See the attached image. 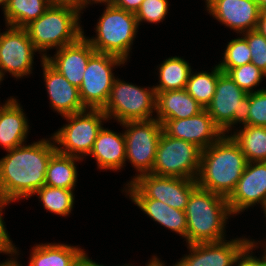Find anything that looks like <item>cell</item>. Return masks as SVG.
Instances as JSON below:
<instances>
[{
  "instance_id": "1",
  "label": "cell",
  "mask_w": 266,
  "mask_h": 266,
  "mask_svg": "<svg viewBox=\"0 0 266 266\" xmlns=\"http://www.w3.org/2000/svg\"><path fill=\"white\" fill-rule=\"evenodd\" d=\"M20 145L0 159V197L8 203L29 198L45 184L47 166L57 144L53 137ZM55 144V145H54Z\"/></svg>"
},
{
  "instance_id": "2",
  "label": "cell",
  "mask_w": 266,
  "mask_h": 266,
  "mask_svg": "<svg viewBox=\"0 0 266 266\" xmlns=\"http://www.w3.org/2000/svg\"><path fill=\"white\" fill-rule=\"evenodd\" d=\"M248 161L232 136L222 135L201 151L197 186L228 198L246 168Z\"/></svg>"
},
{
  "instance_id": "3",
  "label": "cell",
  "mask_w": 266,
  "mask_h": 266,
  "mask_svg": "<svg viewBox=\"0 0 266 266\" xmlns=\"http://www.w3.org/2000/svg\"><path fill=\"white\" fill-rule=\"evenodd\" d=\"M185 214L188 244L224 241L226 221L232 214L226 197L197 186Z\"/></svg>"
},
{
  "instance_id": "4",
  "label": "cell",
  "mask_w": 266,
  "mask_h": 266,
  "mask_svg": "<svg viewBox=\"0 0 266 266\" xmlns=\"http://www.w3.org/2000/svg\"><path fill=\"white\" fill-rule=\"evenodd\" d=\"M80 13L70 7L49 6L38 19L24 28L34 48L39 52L76 42L83 31L79 24Z\"/></svg>"
},
{
  "instance_id": "5",
  "label": "cell",
  "mask_w": 266,
  "mask_h": 266,
  "mask_svg": "<svg viewBox=\"0 0 266 266\" xmlns=\"http://www.w3.org/2000/svg\"><path fill=\"white\" fill-rule=\"evenodd\" d=\"M138 23L135 13L107 5L96 25V38L86 40L96 52L111 54L127 61Z\"/></svg>"
},
{
  "instance_id": "6",
  "label": "cell",
  "mask_w": 266,
  "mask_h": 266,
  "mask_svg": "<svg viewBox=\"0 0 266 266\" xmlns=\"http://www.w3.org/2000/svg\"><path fill=\"white\" fill-rule=\"evenodd\" d=\"M63 117L69 123L56 131L52 136L54 142L58 146H62H56V150L62 154L82 159L83 155L86 156L91 153L97 135L103 128L102 120L106 121L108 118L102 109L88 108L87 110L85 109Z\"/></svg>"
},
{
  "instance_id": "7",
  "label": "cell",
  "mask_w": 266,
  "mask_h": 266,
  "mask_svg": "<svg viewBox=\"0 0 266 266\" xmlns=\"http://www.w3.org/2000/svg\"><path fill=\"white\" fill-rule=\"evenodd\" d=\"M141 88L115 78L108 100L102 108L107 118L118 122L153 119L156 110V91L154 87Z\"/></svg>"
},
{
  "instance_id": "8",
  "label": "cell",
  "mask_w": 266,
  "mask_h": 266,
  "mask_svg": "<svg viewBox=\"0 0 266 266\" xmlns=\"http://www.w3.org/2000/svg\"><path fill=\"white\" fill-rule=\"evenodd\" d=\"M126 193L131 199H155L178 210L185 211L191 192L197 187L196 180L142 174L128 182Z\"/></svg>"
},
{
  "instance_id": "9",
  "label": "cell",
  "mask_w": 266,
  "mask_h": 266,
  "mask_svg": "<svg viewBox=\"0 0 266 266\" xmlns=\"http://www.w3.org/2000/svg\"><path fill=\"white\" fill-rule=\"evenodd\" d=\"M201 151L191 142L170 137L162 132L151 174L196 180Z\"/></svg>"
},
{
  "instance_id": "10",
  "label": "cell",
  "mask_w": 266,
  "mask_h": 266,
  "mask_svg": "<svg viewBox=\"0 0 266 266\" xmlns=\"http://www.w3.org/2000/svg\"><path fill=\"white\" fill-rule=\"evenodd\" d=\"M214 123L223 135L236 123L248 125L250 105L249 94L243 91L227 73L222 72L217 80L215 94L207 106Z\"/></svg>"
},
{
  "instance_id": "11",
  "label": "cell",
  "mask_w": 266,
  "mask_h": 266,
  "mask_svg": "<svg viewBox=\"0 0 266 266\" xmlns=\"http://www.w3.org/2000/svg\"><path fill=\"white\" fill-rule=\"evenodd\" d=\"M122 124L126 146V160L136 168L138 175L151 173L160 136L162 124L156 119L126 121Z\"/></svg>"
},
{
  "instance_id": "12",
  "label": "cell",
  "mask_w": 266,
  "mask_h": 266,
  "mask_svg": "<svg viewBox=\"0 0 266 266\" xmlns=\"http://www.w3.org/2000/svg\"><path fill=\"white\" fill-rule=\"evenodd\" d=\"M125 61L117 56L95 52L88 60L79 87L80 98L88 109H102L109 97L115 76L112 69Z\"/></svg>"
},
{
  "instance_id": "13",
  "label": "cell",
  "mask_w": 266,
  "mask_h": 266,
  "mask_svg": "<svg viewBox=\"0 0 266 266\" xmlns=\"http://www.w3.org/2000/svg\"><path fill=\"white\" fill-rule=\"evenodd\" d=\"M0 33V79L9 72L13 77L21 78L31 73L34 48L25 28L7 26Z\"/></svg>"
},
{
  "instance_id": "14",
  "label": "cell",
  "mask_w": 266,
  "mask_h": 266,
  "mask_svg": "<svg viewBox=\"0 0 266 266\" xmlns=\"http://www.w3.org/2000/svg\"><path fill=\"white\" fill-rule=\"evenodd\" d=\"M252 242L247 238H237L228 242L187 244L189 255L173 266H233L239 254Z\"/></svg>"
},
{
  "instance_id": "15",
  "label": "cell",
  "mask_w": 266,
  "mask_h": 266,
  "mask_svg": "<svg viewBox=\"0 0 266 266\" xmlns=\"http://www.w3.org/2000/svg\"><path fill=\"white\" fill-rule=\"evenodd\" d=\"M234 215L260 203L266 211V162H248L235 190L227 198Z\"/></svg>"
},
{
  "instance_id": "16",
  "label": "cell",
  "mask_w": 266,
  "mask_h": 266,
  "mask_svg": "<svg viewBox=\"0 0 266 266\" xmlns=\"http://www.w3.org/2000/svg\"><path fill=\"white\" fill-rule=\"evenodd\" d=\"M162 128L166 135L191 142L201 150L208 148L223 135L206 109L190 118L166 120Z\"/></svg>"
},
{
  "instance_id": "17",
  "label": "cell",
  "mask_w": 266,
  "mask_h": 266,
  "mask_svg": "<svg viewBox=\"0 0 266 266\" xmlns=\"http://www.w3.org/2000/svg\"><path fill=\"white\" fill-rule=\"evenodd\" d=\"M216 20L238 33L256 30L261 14L257 0H206Z\"/></svg>"
},
{
  "instance_id": "18",
  "label": "cell",
  "mask_w": 266,
  "mask_h": 266,
  "mask_svg": "<svg viewBox=\"0 0 266 266\" xmlns=\"http://www.w3.org/2000/svg\"><path fill=\"white\" fill-rule=\"evenodd\" d=\"M83 35L74 43L58 49L53 58L42 54L54 69L62 74L72 85L80 87L89 58L96 52Z\"/></svg>"
},
{
  "instance_id": "19",
  "label": "cell",
  "mask_w": 266,
  "mask_h": 266,
  "mask_svg": "<svg viewBox=\"0 0 266 266\" xmlns=\"http://www.w3.org/2000/svg\"><path fill=\"white\" fill-rule=\"evenodd\" d=\"M43 77L49 94L51 107L61 116L87 109L80 98L79 88L72 85L62 74L41 58Z\"/></svg>"
},
{
  "instance_id": "20",
  "label": "cell",
  "mask_w": 266,
  "mask_h": 266,
  "mask_svg": "<svg viewBox=\"0 0 266 266\" xmlns=\"http://www.w3.org/2000/svg\"><path fill=\"white\" fill-rule=\"evenodd\" d=\"M22 110L12 97L0 106V145L6 151L25 144L29 126Z\"/></svg>"
},
{
  "instance_id": "21",
  "label": "cell",
  "mask_w": 266,
  "mask_h": 266,
  "mask_svg": "<svg viewBox=\"0 0 266 266\" xmlns=\"http://www.w3.org/2000/svg\"><path fill=\"white\" fill-rule=\"evenodd\" d=\"M92 155L96 161L98 169L120 170L126 161V146L124 133H116L104 127L99 131L94 142Z\"/></svg>"
},
{
  "instance_id": "22",
  "label": "cell",
  "mask_w": 266,
  "mask_h": 266,
  "mask_svg": "<svg viewBox=\"0 0 266 266\" xmlns=\"http://www.w3.org/2000/svg\"><path fill=\"white\" fill-rule=\"evenodd\" d=\"M202 110L200 104L186 89L156 93V119L161 124L166 120L190 118Z\"/></svg>"
},
{
  "instance_id": "23",
  "label": "cell",
  "mask_w": 266,
  "mask_h": 266,
  "mask_svg": "<svg viewBox=\"0 0 266 266\" xmlns=\"http://www.w3.org/2000/svg\"><path fill=\"white\" fill-rule=\"evenodd\" d=\"M145 214L164 227L186 238L187 218L185 211L168 206L155 199H131Z\"/></svg>"
},
{
  "instance_id": "24",
  "label": "cell",
  "mask_w": 266,
  "mask_h": 266,
  "mask_svg": "<svg viewBox=\"0 0 266 266\" xmlns=\"http://www.w3.org/2000/svg\"><path fill=\"white\" fill-rule=\"evenodd\" d=\"M28 266H75L84 250L67 244H39L34 246Z\"/></svg>"
},
{
  "instance_id": "25",
  "label": "cell",
  "mask_w": 266,
  "mask_h": 266,
  "mask_svg": "<svg viewBox=\"0 0 266 266\" xmlns=\"http://www.w3.org/2000/svg\"><path fill=\"white\" fill-rule=\"evenodd\" d=\"M76 160L81 158L62 154L56 150L48 163L44 185L73 190L78 175Z\"/></svg>"
},
{
  "instance_id": "26",
  "label": "cell",
  "mask_w": 266,
  "mask_h": 266,
  "mask_svg": "<svg viewBox=\"0 0 266 266\" xmlns=\"http://www.w3.org/2000/svg\"><path fill=\"white\" fill-rule=\"evenodd\" d=\"M48 0H7L3 4L7 26L24 28L49 8Z\"/></svg>"
},
{
  "instance_id": "27",
  "label": "cell",
  "mask_w": 266,
  "mask_h": 266,
  "mask_svg": "<svg viewBox=\"0 0 266 266\" xmlns=\"http://www.w3.org/2000/svg\"><path fill=\"white\" fill-rule=\"evenodd\" d=\"M191 66L180 57H170L159 65V85L153 86L156 93L185 89Z\"/></svg>"
},
{
  "instance_id": "28",
  "label": "cell",
  "mask_w": 266,
  "mask_h": 266,
  "mask_svg": "<svg viewBox=\"0 0 266 266\" xmlns=\"http://www.w3.org/2000/svg\"><path fill=\"white\" fill-rule=\"evenodd\" d=\"M231 136L248 162H266V127L245 125Z\"/></svg>"
},
{
  "instance_id": "29",
  "label": "cell",
  "mask_w": 266,
  "mask_h": 266,
  "mask_svg": "<svg viewBox=\"0 0 266 266\" xmlns=\"http://www.w3.org/2000/svg\"><path fill=\"white\" fill-rule=\"evenodd\" d=\"M221 73L222 71L218 65L214 67L211 73L205 71L190 73L185 89L203 109H206L212 101L217 80Z\"/></svg>"
},
{
  "instance_id": "30",
  "label": "cell",
  "mask_w": 266,
  "mask_h": 266,
  "mask_svg": "<svg viewBox=\"0 0 266 266\" xmlns=\"http://www.w3.org/2000/svg\"><path fill=\"white\" fill-rule=\"evenodd\" d=\"M38 195L45 209L60 216H68L74 205L73 190L43 185Z\"/></svg>"
},
{
  "instance_id": "31",
  "label": "cell",
  "mask_w": 266,
  "mask_h": 266,
  "mask_svg": "<svg viewBox=\"0 0 266 266\" xmlns=\"http://www.w3.org/2000/svg\"><path fill=\"white\" fill-rule=\"evenodd\" d=\"M251 63V52L244 37L232 39L226 47L223 61L218 64L220 70L226 73L229 69Z\"/></svg>"
},
{
  "instance_id": "32",
  "label": "cell",
  "mask_w": 266,
  "mask_h": 266,
  "mask_svg": "<svg viewBox=\"0 0 266 266\" xmlns=\"http://www.w3.org/2000/svg\"><path fill=\"white\" fill-rule=\"evenodd\" d=\"M226 73L247 94L255 92L253 88L266 77V74L252 63L231 68Z\"/></svg>"
},
{
  "instance_id": "33",
  "label": "cell",
  "mask_w": 266,
  "mask_h": 266,
  "mask_svg": "<svg viewBox=\"0 0 266 266\" xmlns=\"http://www.w3.org/2000/svg\"><path fill=\"white\" fill-rule=\"evenodd\" d=\"M168 13L167 0H143L135 13L138 26L140 22L158 23L165 19Z\"/></svg>"
},
{
  "instance_id": "34",
  "label": "cell",
  "mask_w": 266,
  "mask_h": 266,
  "mask_svg": "<svg viewBox=\"0 0 266 266\" xmlns=\"http://www.w3.org/2000/svg\"><path fill=\"white\" fill-rule=\"evenodd\" d=\"M247 40L251 52V63L266 74V37L257 30L242 34Z\"/></svg>"
},
{
  "instance_id": "35",
  "label": "cell",
  "mask_w": 266,
  "mask_h": 266,
  "mask_svg": "<svg viewBox=\"0 0 266 266\" xmlns=\"http://www.w3.org/2000/svg\"><path fill=\"white\" fill-rule=\"evenodd\" d=\"M248 125L266 127V89L249 93Z\"/></svg>"
},
{
  "instance_id": "36",
  "label": "cell",
  "mask_w": 266,
  "mask_h": 266,
  "mask_svg": "<svg viewBox=\"0 0 266 266\" xmlns=\"http://www.w3.org/2000/svg\"><path fill=\"white\" fill-rule=\"evenodd\" d=\"M9 203L6 200H3L0 197V253H5V254H11L16 255L17 254V249L15 246L12 244L10 237L8 235V232L5 227V222L3 221L2 218V210L5 206H7Z\"/></svg>"
},
{
  "instance_id": "37",
  "label": "cell",
  "mask_w": 266,
  "mask_h": 266,
  "mask_svg": "<svg viewBox=\"0 0 266 266\" xmlns=\"http://www.w3.org/2000/svg\"><path fill=\"white\" fill-rule=\"evenodd\" d=\"M258 243H256L254 240L251 244H249L236 258L233 265L237 266H266V257L263 255V257L258 259L257 257H254L250 254L252 252L253 248L257 246ZM238 262V263H237Z\"/></svg>"
},
{
  "instance_id": "38",
  "label": "cell",
  "mask_w": 266,
  "mask_h": 266,
  "mask_svg": "<svg viewBox=\"0 0 266 266\" xmlns=\"http://www.w3.org/2000/svg\"><path fill=\"white\" fill-rule=\"evenodd\" d=\"M143 0H115L114 5L125 11L136 13Z\"/></svg>"
},
{
  "instance_id": "39",
  "label": "cell",
  "mask_w": 266,
  "mask_h": 266,
  "mask_svg": "<svg viewBox=\"0 0 266 266\" xmlns=\"http://www.w3.org/2000/svg\"><path fill=\"white\" fill-rule=\"evenodd\" d=\"M50 6L70 7L81 13L82 0H48Z\"/></svg>"
},
{
  "instance_id": "40",
  "label": "cell",
  "mask_w": 266,
  "mask_h": 266,
  "mask_svg": "<svg viewBox=\"0 0 266 266\" xmlns=\"http://www.w3.org/2000/svg\"><path fill=\"white\" fill-rule=\"evenodd\" d=\"M75 266H104L98 263H95L91 259H89L88 255L84 252L82 256L77 260Z\"/></svg>"
},
{
  "instance_id": "41",
  "label": "cell",
  "mask_w": 266,
  "mask_h": 266,
  "mask_svg": "<svg viewBox=\"0 0 266 266\" xmlns=\"http://www.w3.org/2000/svg\"><path fill=\"white\" fill-rule=\"evenodd\" d=\"M256 30L266 37V16L261 12Z\"/></svg>"
},
{
  "instance_id": "42",
  "label": "cell",
  "mask_w": 266,
  "mask_h": 266,
  "mask_svg": "<svg viewBox=\"0 0 266 266\" xmlns=\"http://www.w3.org/2000/svg\"><path fill=\"white\" fill-rule=\"evenodd\" d=\"M92 3H105L106 5H113L115 0H82V9L85 8L86 5Z\"/></svg>"
},
{
  "instance_id": "43",
  "label": "cell",
  "mask_w": 266,
  "mask_h": 266,
  "mask_svg": "<svg viewBox=\"0 0 266 266\" xmlns=\"http://www.w3.org/2000/svg\"><path fill=\"white\" fill-rule=\"evenodd\" d=\"M0 266H21L15 259L11 258L10 260L3 263H0Z\"/></svg>"
},
{
  "instance_id": "44",
  "label": "cell",
  "mask_w": 266,
  "mask_h": 266,
  "mask_svg": "<svg viewBox=\"0 0 266 266\" xmlns=\"http://www.w3.org/2000/svg\"><path fill=\"white\" fill-rule=\"evenodd\" d=\"M149 266H165L158 258H156Z\"/></svg>"
},
{
  "instance_id": "45",
  "label": "cell",
  "mask_w": 266,
  "mask_h": 266,
  "mask_svg": "<svg viewBox=\"0 0 266 266\" xmlns=\"http://www.w3.org/2000/svg\"><path fill=\"white\" fill-rule=\"evenodd\" d=\"M257 4L259 5L261 11L266 8V0H257Z\"/></svg>"
},
{
  "instance_id": "46",
  "label": "cell",
  "mask_w": 266,
  "mask_h": 266,
  "mask_svg": "<svg viewBox=\"0 0 266 266\" xmlns=\"http://www.w3.org/2000/svg\"><path fill=\"white\" fill-rule=\"evenodd\" d=\"M156 258H157L156 256L152 257V259L149 261V263L146 266H149ZM123 266H128V265L126 264ZM129 266H132V265H129Z\"/></svg>"
},
{
  "instance_id": "47",
  "label": "cell",
  "mask_w": 266,
  "mask_h": 266,
  "mask_svg": "<svg viewBox=\"0 0 266 266\" xmlns=\"http://www.w3.org/2000/svg\"><path fill=\"white\" fill-rule=\"evenodd\" d=\"M7 0H0V5H3Z\"/></svg>"
},
{
  "instance_id": "48",
  "label": "cell",
  "mask_w": 266,
  "mask_h": 266,
  "mask_svg": "<svg viewBox=\"0 0 266 266\" xmlns=\"http://www.w3.org/2000/svg\"><path fill=\"white\" fill-rule=\"evenodd\" d=\"M266 16V8L261 11Z\"/></svg>"
},
{
  "instance_id": "49",
  "label": "cell",
  "mask_w": 266,
  "mask_h": 266,
  "mask_svg": "<svg viewBox=\"0 0 266 266\" xmlns=\"http://www.w3.org/2000/svg\"><path fill=\"white\" fill-rule=\"evenodd\" d=\"M264 255H265V257H266V243H265V252H264Z\"/></svg>"
}]
</instances>
